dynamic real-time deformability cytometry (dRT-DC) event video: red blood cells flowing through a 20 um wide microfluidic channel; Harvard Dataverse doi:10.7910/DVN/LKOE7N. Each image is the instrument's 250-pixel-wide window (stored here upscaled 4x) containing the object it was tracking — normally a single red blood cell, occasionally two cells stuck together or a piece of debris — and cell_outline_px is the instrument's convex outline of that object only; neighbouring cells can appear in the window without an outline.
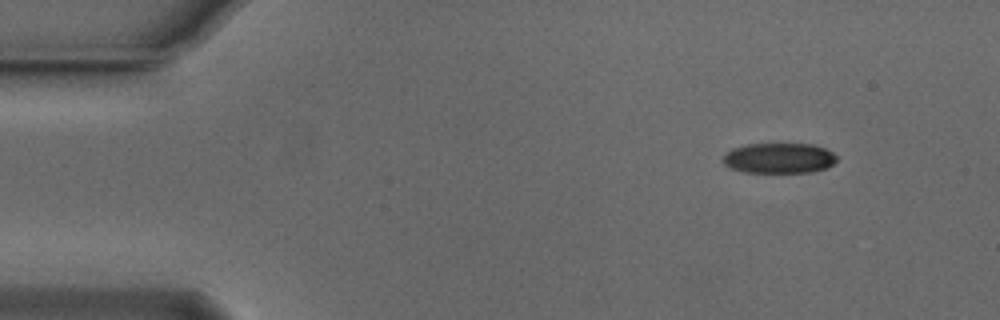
{"species": "Egyptian fruit bat (a non-hibernating species)", "species_latin": "Rousettus aegyptiacus", "temperature_condition": "cold", "stored_images_in_passage": 50, "camera_frame_rate_fps": 3000, "um_per_image_px": 0.085, "animal": {"sex": "male"}, "frame": {"image": 1, "passage_image": 1, "time_ms": 0.0, "image_size_px": [1000, 320], "cell_outline_px": [[836, 160], [828, 168], [812, 172], [744, 172], [732, 168], [724, 164], [720, 160], [732, 148], [748, 144], [812, 144], [824, 148], [832, 152], [836, 156]], "centroid_in_image_um": [66.21, 13.44], "position_along_channel_um": 18.8, "area_um2": 20.06}}
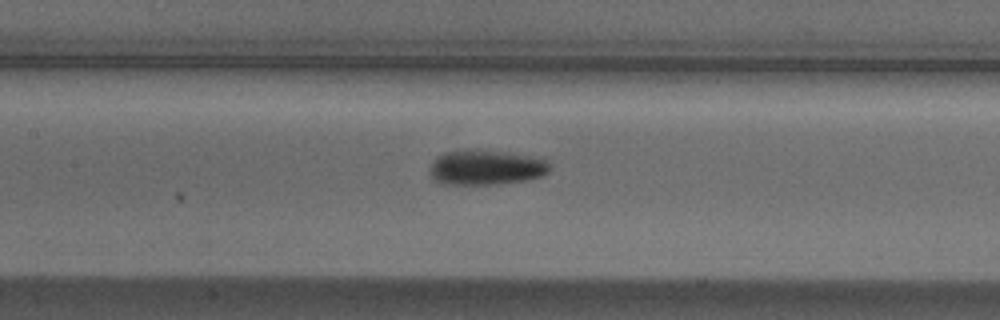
{"frame": {"image": 2, "passage_image": 20, "time_ms": 6.333, "image_size_px": [1000, 320], "cell_outline_px": [[548, 172], [540, 176], [524, 180], [496, 184], [440, 184], [432, 180], [432, 160], [436, 156], [444, 152], [464, 148], [472, 148], [504, 152], [528, 156], [548, 160]], "centroid_in_image_um": [41.23, 14.21], "position_along_channel_um": 166.2, "area_um2": 24.51}}
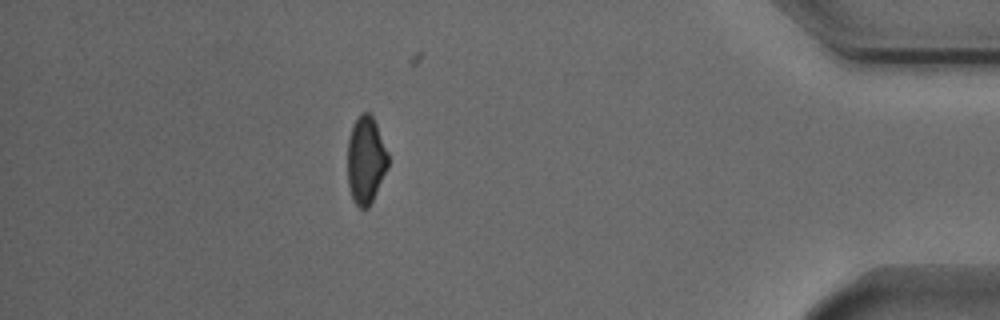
{"frame": {"image": 3, "passage_image": 43, "time_ms": 14.0, "image_size_px": [1000, 320], "cell_outline_px": [[388, 168], [368, 208], [360, 208], [356, 204], [352, 196], [348, 184], [348, 140], [352, 128], [360, 112], [368, 112], [372, 116], [376, 124], [388, 152]], "centroid_in_image_um": [31.1, 13.6], "position_along_channel_um": 404.1, "area_um2": 20.4}, "authors_computed_cell_mechanics": {"area_um2": 22.1663, "velocity_mm_per_s": 3.7539, "shape_relaxation_time_tau1_ms": 3.6094, "shape_relaxation_time_tau2_ms": 3.8805, "deformation_change_tau1": 0.1043, "deformation_change_tau2": 0.1}}